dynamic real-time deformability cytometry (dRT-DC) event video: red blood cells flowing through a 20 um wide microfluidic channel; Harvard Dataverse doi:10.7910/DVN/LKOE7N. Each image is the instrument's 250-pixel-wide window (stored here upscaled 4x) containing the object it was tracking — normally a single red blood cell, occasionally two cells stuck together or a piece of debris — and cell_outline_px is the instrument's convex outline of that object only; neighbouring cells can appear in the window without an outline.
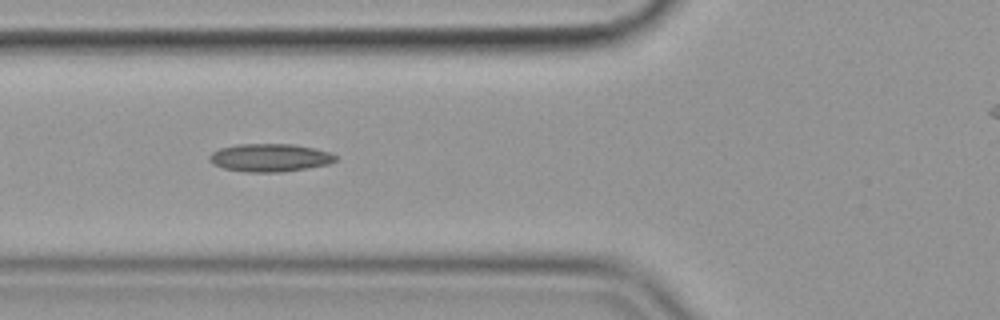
{"species": "common noctule bat (a hibernating species)", "species_latin": "Nyctalus noctula", "temperature_condition": "cold", "stored_images_in_passage": 37, "camera_frame_rate_fps": 3000, "um_per_image_px": 0.085, "animal": {"sex": "female", "body_mass_g": 19.9}, "frame": {"image": 1, "passage_image": 6, "time_ms": 1.667, "image_size_px": [1000, 320], "cell_outline_px": [[336, 160], [328, 164], [280, 172], [248, 172], [224, 168], [212, 164], [208, 160], [208, 156], [212, 152], [220, 148], [236, 144], [292, 144], [312, 148], [328, 152], [336, 156]], "centroid_in_image_um": [22.87, 13.4], "position_along_channel_um": 102.9, "area_um2": 20.35}, "authors_computed_cell_mechanics": {"area_um2": 18.9584, "velocity_mm_per_s": 3.581, "shape_relaxation_time_tau1_ms": null, "shape_relaxation_time_tau2_ms": 8.0156, "deformation_change_tau1": null, "deformation_change_tau2": 0.1612}}